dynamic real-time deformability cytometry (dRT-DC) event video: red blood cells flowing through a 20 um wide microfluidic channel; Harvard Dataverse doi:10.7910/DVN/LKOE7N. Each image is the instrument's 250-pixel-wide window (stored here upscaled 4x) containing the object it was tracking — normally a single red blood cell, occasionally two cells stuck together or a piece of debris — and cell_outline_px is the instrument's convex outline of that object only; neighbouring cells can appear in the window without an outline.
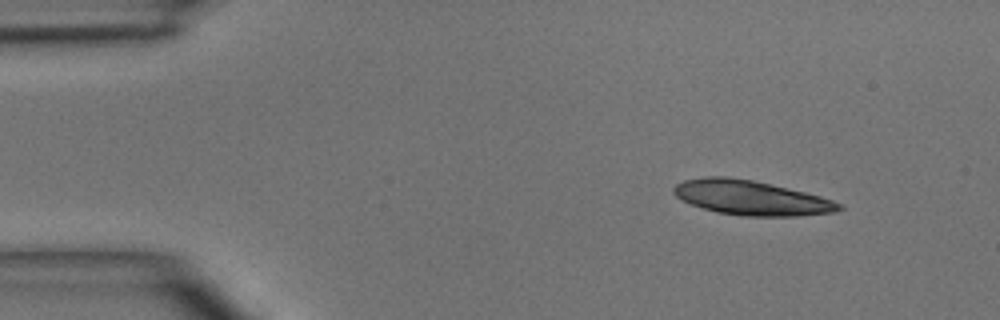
{"species": "common noctule bat (a hibernating species)", "species_latin": "Nyctalus noctula", "temperature_condition": "room temperature", "stored_images_in_passage": 4, "camera_frame_rate_fps": 3000, "um_per_image_px": 0.085, "animal": {"sex": "male", "body_mass_g": 15.6}, "frame": {"image": 1, "passage_image": 1, "time_ms": 0.0, "image_size_px": [1000, 320], "cell_outline_px": [[844, 208], [836, 212], [796, 216], [744, 216], [716, 212], [692, 204], [676, 196], [672, 192], [672, 188], [676, 184], [684, 180], [704, 176], [724, 176], [752, 180], [804, 192], [820, 196], [832, 200], [840, 204]], "centroid_in_image_um": [63.83, 16.81], "position_along_channel_um": 21.2, "area_um2": 33.06}}